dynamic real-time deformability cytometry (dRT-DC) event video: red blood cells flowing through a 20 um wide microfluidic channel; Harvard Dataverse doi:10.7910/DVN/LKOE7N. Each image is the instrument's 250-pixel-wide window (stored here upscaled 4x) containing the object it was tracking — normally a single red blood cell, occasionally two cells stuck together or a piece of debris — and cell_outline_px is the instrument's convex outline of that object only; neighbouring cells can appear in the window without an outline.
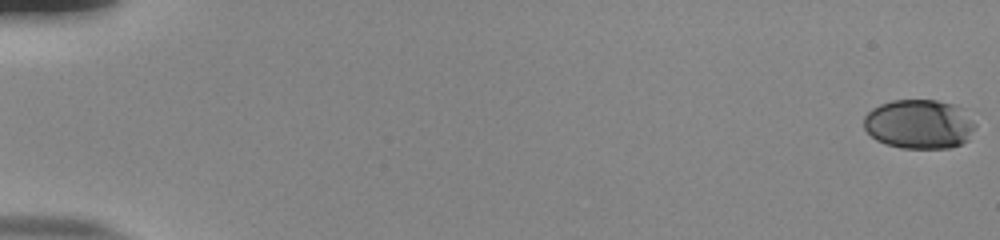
{"species": "human", "species_latin": "Homo sapiens", "temperature_condition": "room temperature", "stored_images_in_passage": 55, "camera_frame_rate_fps": 3000, "um_per_image_px": 0.085, "donor": {"sex": "male"}, "frame": {"image": 1, "passage_image": 1, "time_ms": 0.0, "image_size_px": [1000, 240], "cell_outline_px": [[976, 128], [968, 140], [952, 148], [900, 148], [884, 144], [876, 140], [864, 128], [864, 116], [872, 108], [880, 104], [892, 100], [936, 100], [952, 104], [964, 108], [976, 124]], "centroid_in_image_um": [78.15, 10.55], "position_along_channel_um": 6.8, "area_um2": 32.43}}
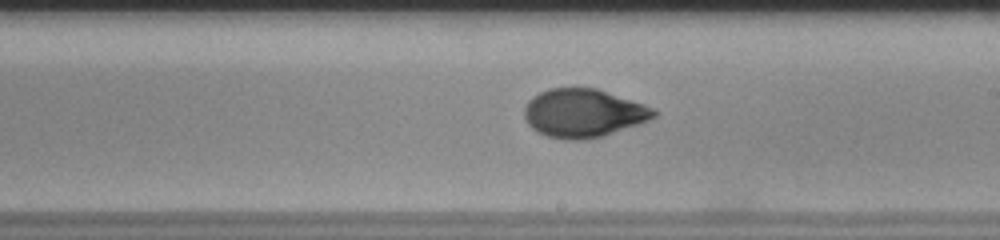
{"frame": {"image": 2, "passage_image": 34, "time_ms": 11.0, "image_size_px": [1000, 240], "cell_outline_px": [[656, 116], [640, 124], [604, 136], [580, 140], [564, 140], [548, 136], [536, 132], [528, 124], [524, 116], [524, 108], [528, 100], [532, 96], [548, 88], [596, 88], [644, 104], [652, 108], [656, 112]], "centroid_in_image_um": [49.56, 9.62], "position_along_channel_um": 239.4, "area_um2": 36.65}}
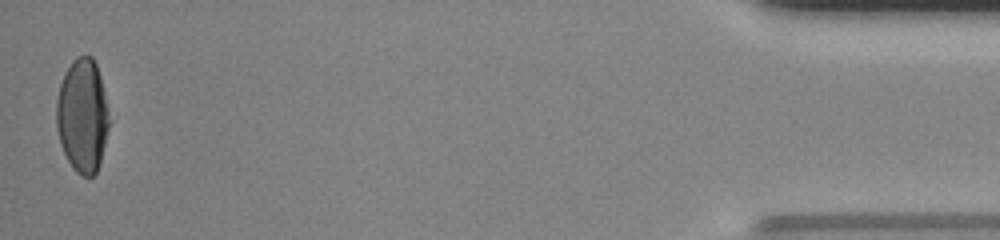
{"frame": {"image": 3, "passage_image": 55, "time_ms": 18.0, "image_size_px": [1000, 240], "cell_outline_px": [[112, 120], [100, 160], [96, 172], [92, 176], [80, 176], [72, 168], [60, 144], [56, 128], [56, 100], [60, 84], [64, 72], [72, 60], [76, 56], [92, 56], [96, 64], [100, 76]], "centroid_in_image_um": [7.02, 9.82], "position_along_channel_um": 428.2, "area_um2": 35.49}, "authors_computed_cell_mechanics": {"area_um2": 35.7204, "velocity_mm_per_s": 3.8541, "shape_relaxation_time_tau1_ms": 7.4371, "shape_relaxation_time_tau2_ms": 0.8293, "deformation_change_tau1": 0.2418, "deformation_change_tau2": 0.0467}}